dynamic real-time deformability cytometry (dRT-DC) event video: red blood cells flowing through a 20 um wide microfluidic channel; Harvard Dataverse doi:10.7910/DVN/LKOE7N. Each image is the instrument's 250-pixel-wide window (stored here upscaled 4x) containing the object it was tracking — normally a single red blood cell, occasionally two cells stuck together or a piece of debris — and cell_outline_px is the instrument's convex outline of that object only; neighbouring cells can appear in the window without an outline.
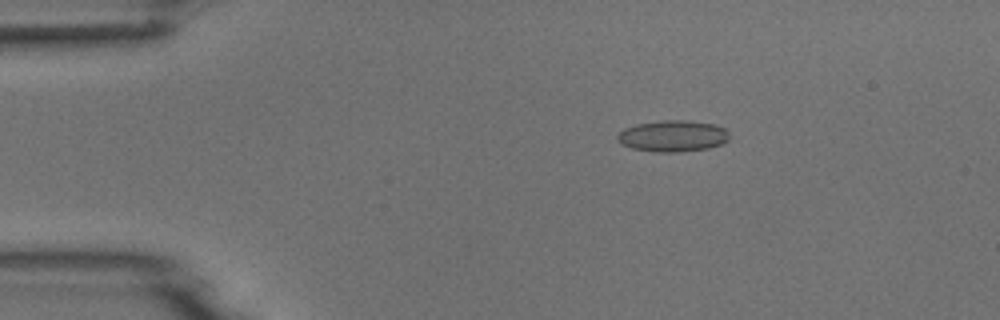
{"species": "common noctule bat (a hibernating species)", "species_latin": "Nyctalus noctula", "temperature_condition": "room temperature", "stored_images_in_passage": 6, "camera_frame_rate_fps": 3000, "um_per_image_px": 0.085, "animal": {"sex": "male", "body_mass_g": 18.8}, "frame": {"image": 1, "passage_image": 3, "time_ms": 0.667, "image_size_px": [1000, 320], "cell_outline_px": [[728, 140], [720, 144], [708, 148], [680, 152], [656, 152], [632, 148], [620, 144], [616, 140], [616, 136], [624, 128], [636, 124], [664, 120], [684, 120], [716, 124], [724, 128], [728, 132]], "centroid_in_image_um": [57.16, 11.56], "position_along_channel_um": 27.8, "area_um2": 20.52}}
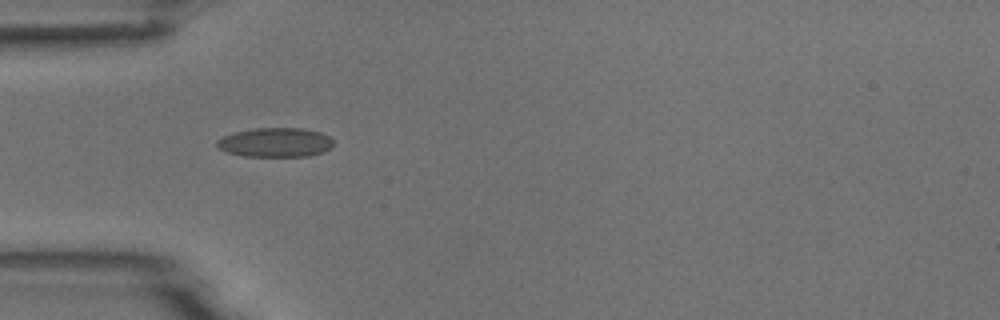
{"frame": {"image": 2, "passage_image": 5, "time_ms": 1.333, "image_size_px": [1000, 320], "cell_outline_px": [[332, 148], [324, 152], [308, 156], [244, 156], [228, 152], [216, 148], [216, 140], [224, 136], [236, 132], [256, 128], [304, 128], [320, 132], [328, 136], [332, 140]], "centroid_in_image_um": [23.41, 12.11], "position_along_channel_um": 61.6, "area_um2": 19.88}}